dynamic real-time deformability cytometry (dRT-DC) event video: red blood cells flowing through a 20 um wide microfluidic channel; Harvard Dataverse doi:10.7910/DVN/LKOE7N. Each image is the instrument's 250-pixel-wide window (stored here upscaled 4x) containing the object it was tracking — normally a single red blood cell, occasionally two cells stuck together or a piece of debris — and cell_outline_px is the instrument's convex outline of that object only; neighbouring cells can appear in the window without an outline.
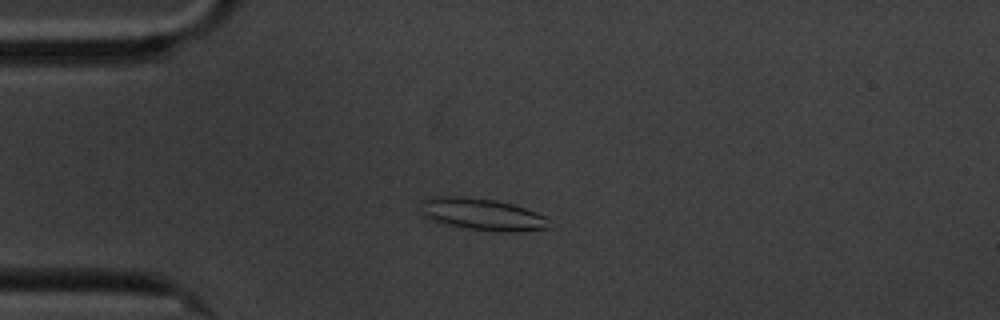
{"species": "common noctule bat (a hibernating species)", "species_latin": "Nyctalus noctula", "temperature_condition": "cold", "stored_images_in_passage": 59, "camera_frame_rate_fps": 3000, "um_per_image_px": 0.085, "animal": {"sex": "male", "body_mass_g": 20.1, "forearm_length_mm": 53.5}, "frame": {"image": 1, "passage_image": 15, "time_ms": 4.667, "image_size_px": [1000, 320], "cell_outline_px": [[552, 228], [516, 232], [500, 232], [468, 228], [448, 224], [432, 220], [424, 216], [420, 212], [420, 200], [436, 196], [460, 196], [496, 200], [512, 204], [536, 212], [544, 216]], "centroid_in_image_um": [40.97, 18.21], "position_along_channel_um": 44.0, "area_um2": 23.93}}
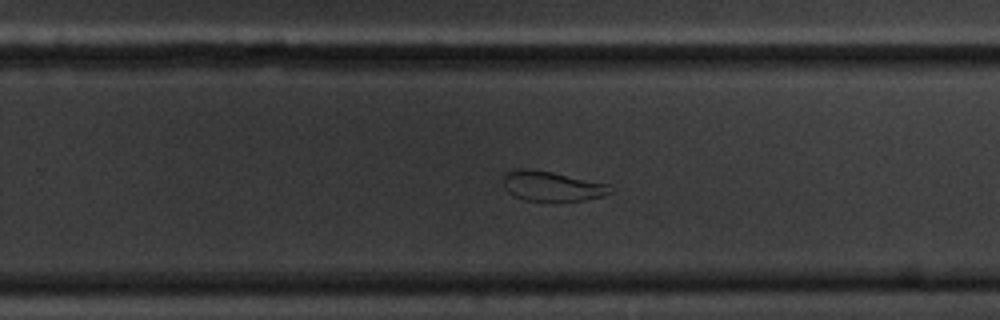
{"frame": {"image": 2, "passage_image": 38, "time_ms": 12.333, "image_size_px": [1000, 320], "cell_outline_px": [[612, 192], [600, 196], [584, 200], [556, 204], [552, 204], [524, 200], [512, 196], [504, 188], [504, 172], [512, 168], [528, 168], [552, 172], [608, 184], [612, 188]], "centroid_in_image_um": [46.84, 15.86], "position_along_channel_um": 283.0, "area_um2": 19.48}}
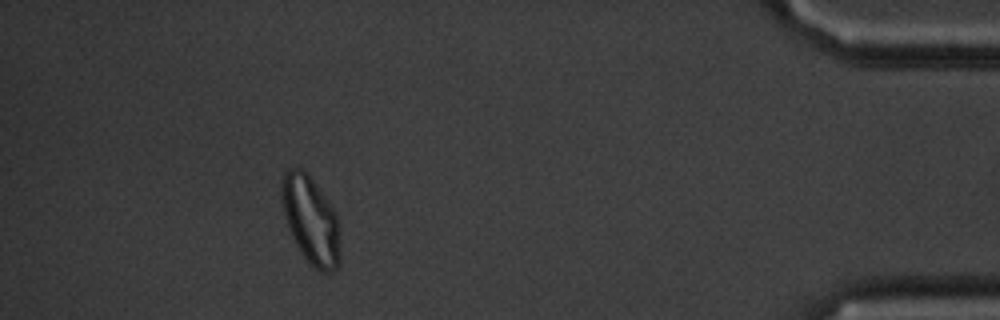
{"frame": {"image": 3, "passage_image": 54, "time_ms": 17.667, "image_size_px": [1000, 320], "cell_outline_px": [[340, 264], [332, 272], [320, 272], [308, 264], [296, 244], [288, 228], [280, 196], [280, 180], [284, 172], [288, 168], [300, 168], [308, 172], [332, 208], [336, 216], [340, 252]], "centroid_in_image_um": [26.38, 18.7], "position_along_channel_um": 408.8, "area_um2": 30.0}, "authors_computed_cell_mechanics": {"area_um2": 23.8714, "velocity_mm_per_s": 3.3773, "shape_relaxation_time_tau1_ms": null, "shape_relaxation_time_tau2_ms": 2.1027, "deformation_change_tau1": null, "deformation_change_tau2": 0.0836}}